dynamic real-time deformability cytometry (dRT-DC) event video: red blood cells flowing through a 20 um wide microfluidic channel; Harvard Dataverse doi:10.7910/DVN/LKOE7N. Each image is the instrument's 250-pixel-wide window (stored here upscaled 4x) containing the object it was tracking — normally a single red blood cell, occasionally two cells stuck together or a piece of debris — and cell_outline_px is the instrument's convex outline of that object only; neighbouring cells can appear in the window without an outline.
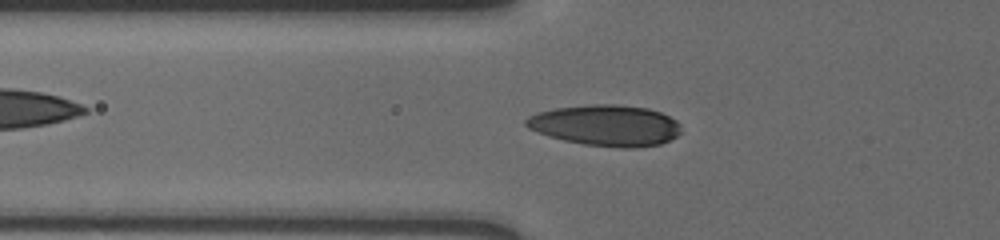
{"species": "human", "species_latin": "Homo sapiens", "temperature_condition": "cold", "stored_images_in_passage": 54, "camera_frame_rate_fps": 3000, "um_per_image_px": 0.085, "donor": {"sex": "male"}, "frame": {"image": 1, "passage_image": 18, "time_ms": 5.667, "image_size_px": [1000, 240], "cell_outline_px": [[680, 132], [676, 136], [660, 144], [636, 148], [624, 148], [584, 144], [564, 140], [548, 136], [536, 132], [528, 128], [524, 124], [524, 120], [528, 116], [536, 112], [556, 108], [592, 104], [612, 104], [648, 108], [660, 112], [676, 120], [680, 124]], "centroid_in_image_um": [51.46, 10.66], "position_along_channel_um": 74.3, "area_um2": 37.11}}
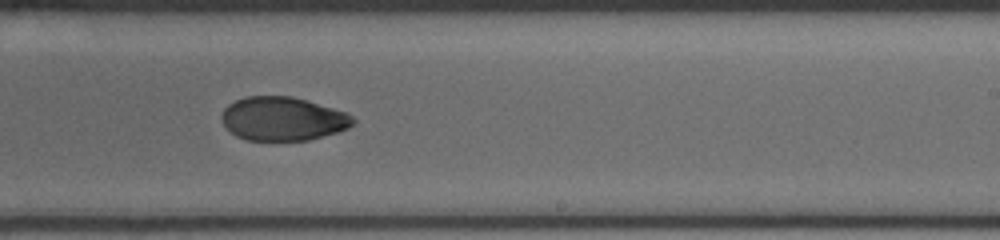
{"frame": {"image": 2, "passage_image": 34, "time_ms": 11.0, "image_size_px": [1000, 240], "cell_outline_px": [[356, 120], [348, 128], [336, 132], [308, 140], [244, 140], [236, 136], [220, 120], [220, 116], [224, 108], [228, 104], [244, 96], [292, 96], [332, 108], [344, 112], [352, 116]], "centroid_in_image_um": [23.99, 10.09], "position_along_channel_um": 265.0, "area_um2": 33.29}}
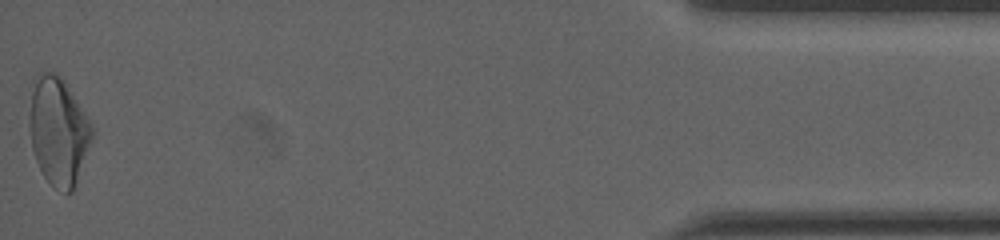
{"frame": {"image": 3, "passage_image": 54, "time_ms": 17.667, "image_size_px": [1000, 240], "cell_outline_px": [[96, 132], [72, 192], [64, 192], [52, 184], [44, 176], [36, 160], [32, 148], [28, 124], [28, 116], [32, 80], [36, 72], [44, 68], [60, 76], [64, 80], [96, 128]], "centroid_in_image_um": [4.96, 11.05], "position_along_channel_um": 430.2, "area_um2": 40.29}, "authors_computed_cell_mechanics": {"area_um2": 34.2465, "velocity_mm_per_s": 3.6124, "shape_relaxation_time_tau1_ms": 6.6022, "shape_relaxation_time_tau2_ms": 5.1969, "deformation_change_tau1": 0.1578, "deformation_change_tau2": 0.0625}}